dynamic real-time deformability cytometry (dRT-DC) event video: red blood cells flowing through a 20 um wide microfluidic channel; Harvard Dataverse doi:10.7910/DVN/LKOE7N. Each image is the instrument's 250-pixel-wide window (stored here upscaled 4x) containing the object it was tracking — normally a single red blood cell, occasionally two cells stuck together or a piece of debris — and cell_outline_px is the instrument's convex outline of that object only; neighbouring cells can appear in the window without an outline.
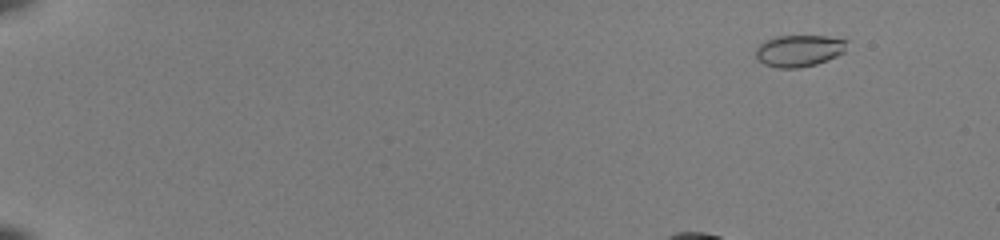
{"species": "common noctule bat (a hibernating species)", "species_latin": "Nyctalus noctula", "temperature_condition": "room temperature", "stored_images_in_passage": 50, "camera_frame_rate_fps": 3000, "um_per_image_px": 0.085, "animal": {"sex": "female", "body_mass_g": 22.0, "forearm_length_mm": 56.7}, "frame": {"image": 1, "passage_image": 3, "time_ms": 0.667, "image_size_px": [1000, 240], "cell_outline_px": [[848, 40], [844, 52], [836, 56], [816, 64], [800, 68], [776, 68], [764, 64], [756, 60], [756, 48], [764, 40], [776, 36], [824, 36]], "centroid_in_image_um": [67.88, 4.31], "position_along_channel_um": 17.1, "area_um2": 16.94}}
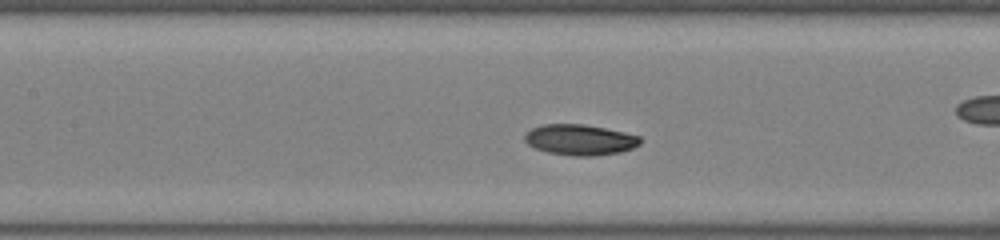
{"frame": {"image": 2, "passage_image": 23, "time_ms": 7.333, "image_size_px": [1000, 240], "cell_outline_px": [[640, 144], [632, 148], [620, 152], [596, 156], [576, 156], [548, 152], [536, 148], [528, 144], [524, 140], [524, 132], [532, 128], [544, 124], [584, 124], [624, 132], [640, 136]], "centroid_in_image_um": [49.28, 11.88], "position_along_channel_um": 158.1, "area_um2": 20.63}}
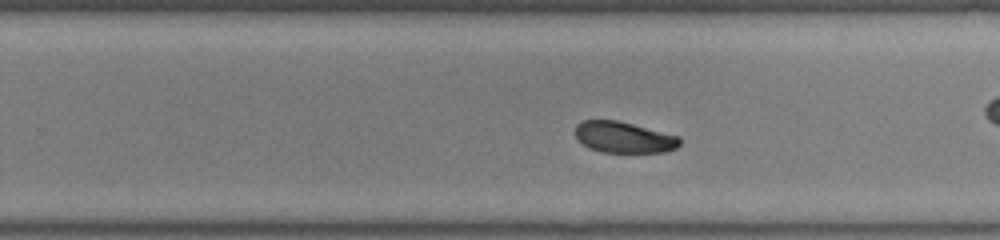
{"frame": {"image": 3, "passage_image": 32, "time_ms": 10.333, "image_size_px": [1000, 240], "cell_outline_px": [[680, 144], [676, 148], [664, 152], [600, 152], [588, 148], [576, 140], [576, 124], [584, 120], [616, 120], [680, 136]], "centroid_in_image_um": [53.0, 11.68], "position_along_channel_um": 276.8, "area_um2": 19.02}, "authors_computed_cell_mechanics": {"area_um2": 20.0566, "velocity_mm_per_s": 3.9756, "shape_relaxation_time_tau1_ms": 1.5909, "shape_relaxation_time_tau2_ms": 10.1332, "deformation_change_tau1": 0.0761, "deformation_change_tau2": 0.1376}}